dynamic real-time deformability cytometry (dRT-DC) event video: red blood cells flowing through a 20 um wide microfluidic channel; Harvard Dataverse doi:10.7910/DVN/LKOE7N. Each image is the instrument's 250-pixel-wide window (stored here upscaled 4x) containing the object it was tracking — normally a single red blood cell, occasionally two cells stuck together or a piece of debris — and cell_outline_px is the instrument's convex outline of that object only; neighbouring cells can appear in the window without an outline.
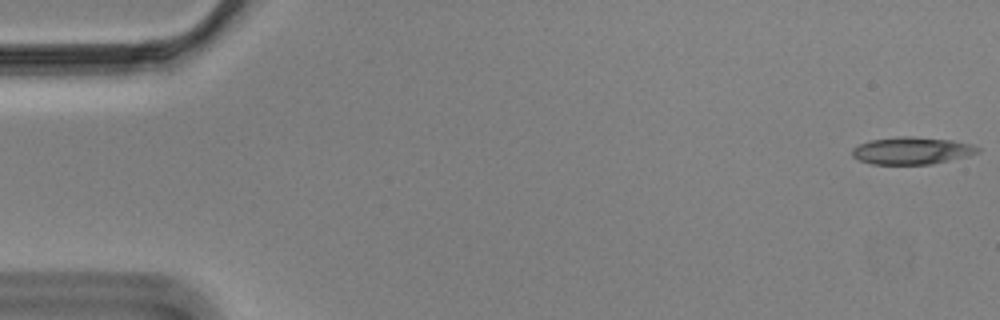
{"species": "Egyptian fruit bat (a non-hibernating species)", "species_latin": "Rousettus aegyptiacus", "temperature_condition": "cold", "stored_images_in_passage": 56, "camera_frame_rate_fps": 3000, "um_per_image_px": 0.085, "animal": {"sex": "male"}, "frame": {"image": 1, "passage_image": 1, "time_ms": 0.0, "image_size_px": [1000, 320], "cell_outline_px": [[980, 152], [968, 156], [932, 164], [872, 164], [860, 160], [852, 156], [852, 148], [860, 144], [872, 140], [908, 136], [952, 140], [972, 144], [980, 148]], "centroid_in_image_um": [77.54, 12.81], "position_along_channel_um": 7.5, "area_um2": 19.77}}
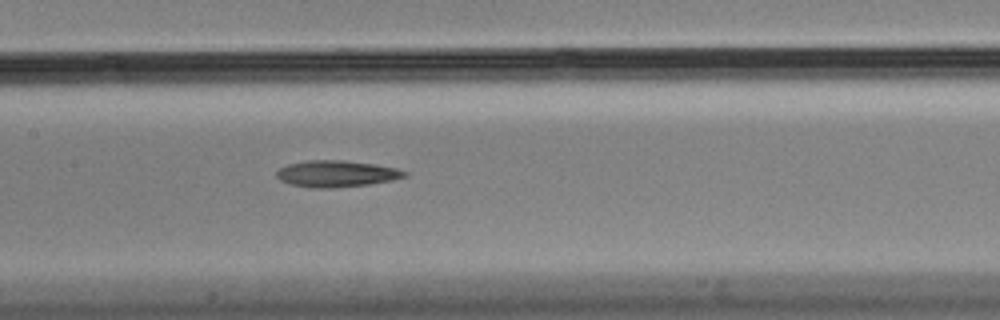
{"frame": {"image": 2, "passage_image": 27, "time_ms": 8.667, "image_size_px": [1000, 320], "cell_outline_px": [[408, 176], [392, 180], [368, 184], [328, 188], [308, 188], [292, 184], [280, 180], [276, 176], [276, 172], [280, 168], [288, 164], [308, 160], [344, 160], [376, 164], [396, 168], [408, 172]], "centroid_in_image_um": [28.61, 14.76], "position_along_channel_um": 178.8, "area_um2": 19.77}}
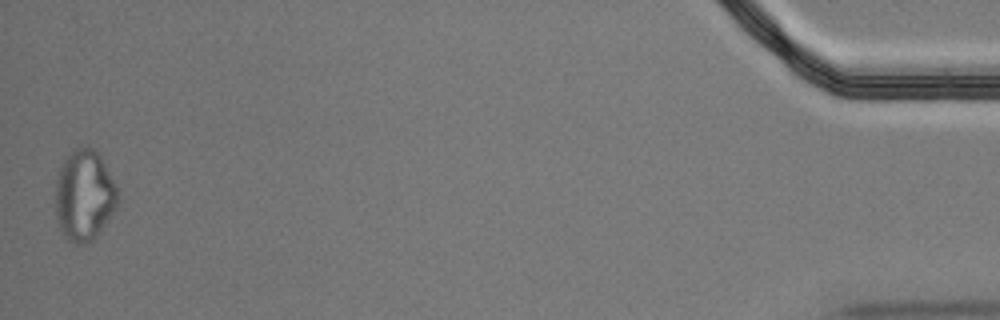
{"frame": {"image": 3, "passage_image": 56, "time_ms": 18.333, "image_size_px": [1000, 320], "cell_outline_px": [[120, 196], [116, 208], [108, 220], [92, 240], [84, 244], [76, 244], [68, 240], [60, 228], [56, 216], [56, 172], [64, 160], [76, 148], [96, 148], [116, 184]], "centroid_in_image_um": [7.18, 16.6], "position_along_channel_um": 428.0, "area_um2": 33.0}}